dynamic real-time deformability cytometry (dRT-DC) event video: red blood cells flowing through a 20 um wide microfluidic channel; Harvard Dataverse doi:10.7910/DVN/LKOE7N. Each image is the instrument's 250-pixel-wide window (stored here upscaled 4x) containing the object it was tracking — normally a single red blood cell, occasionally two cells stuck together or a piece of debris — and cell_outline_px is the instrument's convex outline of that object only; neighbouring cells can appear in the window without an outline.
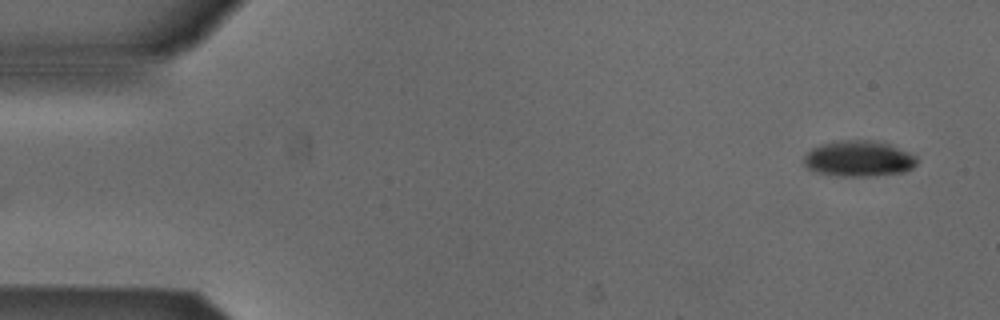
{"species": "Egyptian fruit bat (a non-hibernating species)", "species_latin": "Rousettus aegyptiacus", "temperature_condition": "cold", "stored_images_in_passage": 36, "camera_frame_rate_fps": 3000, "um_per_image_px": 0.085, "animal": {"sex": "male"}, "frame": {"image": 1, "passage_image": 1, "time_ms": 0.0, "image_size_px": [1000, 320], "cell_outline_px": [[916, 164], [912, 168], [904, 172], [876, 176], [840, 176], [816, 172], [808, 168], [804, 164], [804, 156], [812, 148], [820, 144], [844, 140], [872, 140], [888, 144], [908, 152], [916, 156]], "centroid_in_image_um": [72.98, 13.49], "position_along_channel_um": 12.0, "area_um2": 23.52}}
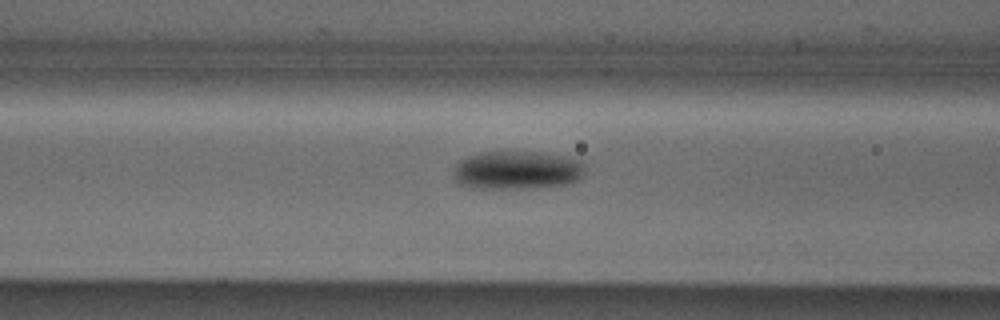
{"frame": {"image": 2, "passage_image": 19, "time_ms": 6.0, "image_size_px": [1000, 320], "cell_outline_px": [[584, 172], [580, 180], [568, 184], [536, 188], [476, 188], [460, 184], [452, 176], [452, 172], [456, 164], [460, 160], [468, 156], [484, 152], [540, 152], [568, 156], [584, 160]], "centroid_in_image_um": [44.0, 14.46], "position_along_channel_um": 122.6, "area_um2": 29.88}}
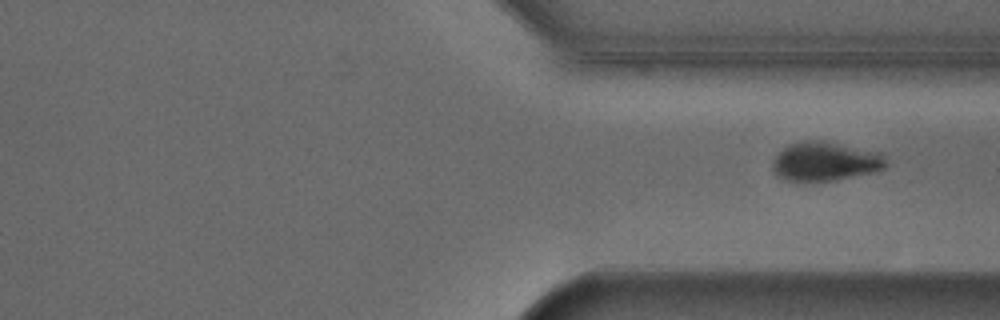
{"frame": {"image": 3, "passage_image": 36, "time_ms": 11.667, "image_size_px": [1000, 320], "cell_outline_px": [[888, 164], [884, 168], [876, 172], [836, 180], [784, 180], [772, 168], [772, 160], [788, 144], [804, 140], [824, 140], [880, 152], [884, 156]], "centroid_in_image_um": [70.19, 13.7], "position_along_channel_um": 341.2, "area_um2": 25.84}}